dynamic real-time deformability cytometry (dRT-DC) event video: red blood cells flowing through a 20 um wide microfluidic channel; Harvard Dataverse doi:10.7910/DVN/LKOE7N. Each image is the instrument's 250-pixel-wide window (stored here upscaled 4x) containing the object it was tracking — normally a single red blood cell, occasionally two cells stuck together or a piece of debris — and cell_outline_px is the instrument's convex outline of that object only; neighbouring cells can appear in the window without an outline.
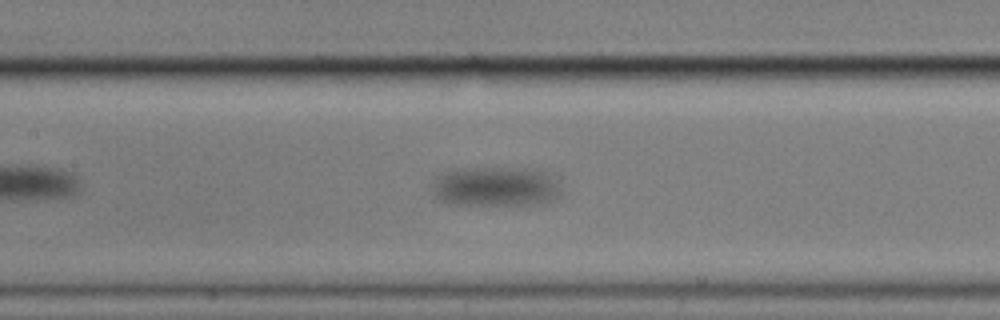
{"species": "common noctule bat (a hibernating species)", "species_latin": "Nyctalus noctula", "temperature_condition": "cold", "stored_images_in_passage": 71, "camera_frame_rate_fps": 3000, "um_per_image_px": 0.085, "animal": {"sex": "male", "body_mass_g": 17.9}, "frame": {"image": 1, "passage_image": 19, "time_ms": 6.0, "image_size_px": [1000, 320], "cell_outline_px": [[560, 196], [544, 204], [456, 204], [440, 200], [432, 196], [432, 188], [436, 176], [440, 172], [452, 168], [536, 168], [552, 172], [560, 188]], "centroid_in_image_um": [42.15, 15.82], "position_along_channel_um": 165.3, "area_um2": 30.58}}
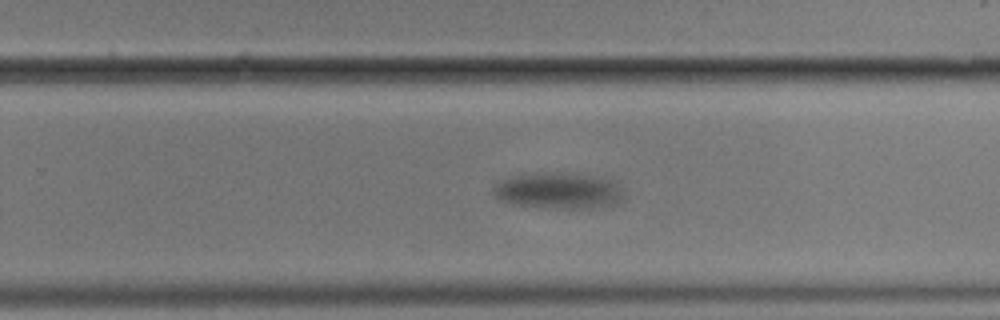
{"frame": {"image": 2, "passage_image": 36, "time_ms": 11.667, "image_size_px": [1000, 320], "cell_outline_px": [[624, 196], [620, 200], [612, 204], [600, 208], [540, 208], [500, 200], [492, 192], [496, 180], [512, 176], [532, 172], [576, 172], [612, 180], [624, 192]], "centroid_in_image_um": [47.45, 16.18], "position_along_channel_um": 282.4, "area_um2": 28.03}}
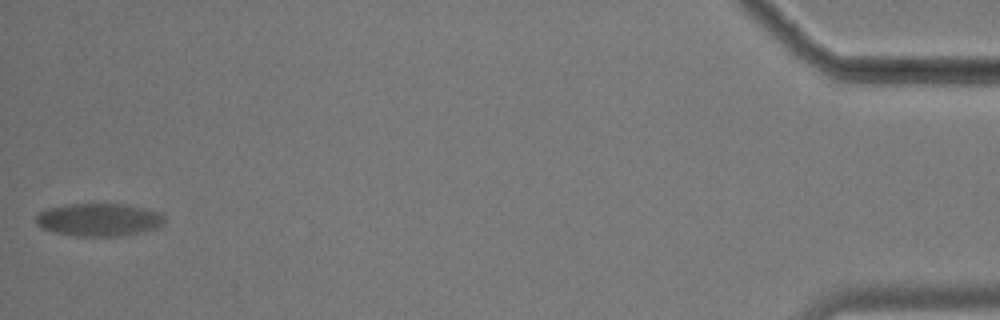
{"frame": {"image": 3, "passage_image": 71, "time_ms": 23.333, "image_size_px": [1000, 320], "cell_outline_px": [[164, 224], [156, 228], [140, 232], [120, 236], [76, 236], [56, 232], [40, 228], [36, 224], [36, 216], [40, 212], [48, 208], [68, 204], [124, 204], [148, 208], [160, 212], [164, 216]], "centroid_in_image_um": [8.42, 18.67], "position_along_channel_um": 426.8, "area_um2": 24.68}, "authors_computed_cell_mechanics": {"area_um2": 28.033, "velocity_mm_per_s": 2.0723, "shape_relaxation_time_tau1_ms": 0.5737, "shape_relaxation_time_tau2_ms": null, "deformation_change_tau1": 0.2242, "deformation_change_tau2": null}}